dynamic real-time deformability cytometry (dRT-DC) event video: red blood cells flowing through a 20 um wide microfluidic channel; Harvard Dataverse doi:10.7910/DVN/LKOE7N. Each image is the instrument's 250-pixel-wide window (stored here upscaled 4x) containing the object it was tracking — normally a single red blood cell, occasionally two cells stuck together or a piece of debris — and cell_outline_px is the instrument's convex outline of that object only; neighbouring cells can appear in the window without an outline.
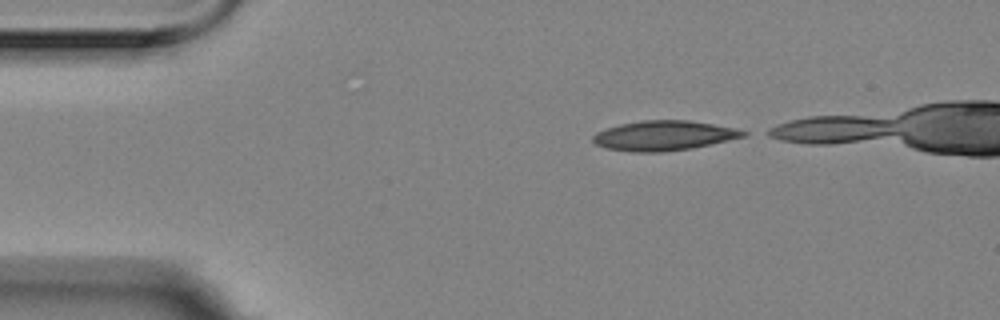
{"species": "Egyptian fruit bat (a non-hibernating species)", "species_latin": "Rousettus aegyptiacus", "temperature_condition": "room temperature", "stored_images_in_passage": 4, "camera_frame_rate_fps": 3000, "um_per_image_px": 0.085, "animal": {"sex": "female"}, "frame": {"image": 1, "passage_image": 1, "time_ms": 0.0, "image_size_px": [1000, 320], "cell_outline_px": [[748, 132], [744, 136], [728, 140], [692, 148], [660, 152], [632, 152], [608, 148], [596, 144], [592, 140], [592, 136], [596, 132], [620, 124], [640, 120], [688, 120], [736, 128]], "centroid_in_image_um": [56.41, 11.52], "position_along_channel_um": 28.6, "area_um2": 25.89}}